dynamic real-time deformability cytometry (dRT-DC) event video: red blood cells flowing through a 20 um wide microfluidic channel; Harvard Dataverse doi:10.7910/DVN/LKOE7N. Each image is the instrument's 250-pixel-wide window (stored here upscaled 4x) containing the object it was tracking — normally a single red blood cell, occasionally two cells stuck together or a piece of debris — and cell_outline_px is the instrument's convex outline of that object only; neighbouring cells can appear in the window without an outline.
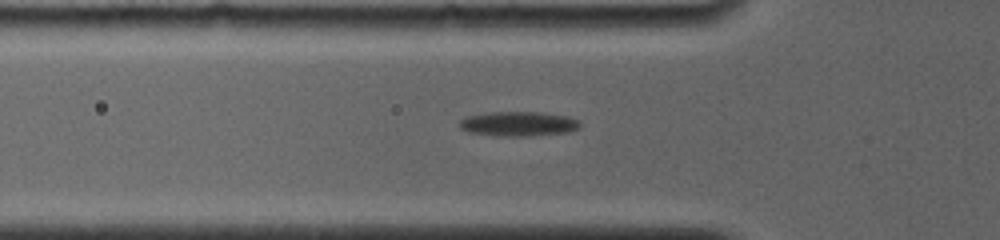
{"species": "common noctule bat (a hibernating species)", "species_latin": "Nyctalus noctula", "temperature_condition": "room temperature", "stored_images_in_passage": 38, "camera_frame_rate_fps": 4000, "um_per_image_px": 0.085, "animal": {"sex": "female", "body_mass_g": 19.0, "forearm_length_mm": 56.7}, "frame": {"image": 1, "passage_image": 3, "time_ms": 1.25, "image_size_px": [1000, 240], "cell_outline_px": [[580, 128], [568, 132], [528, 136], [496, 136], [468, 132], [460, 128], [460, 120], [464, 116], [484, 112], [540, 112], [568, 116], [580, 120]], "centroid_in_image_um": [44.05, 10.52], "position_along_channel_um": 81.8, "area_um2": 17.57}}
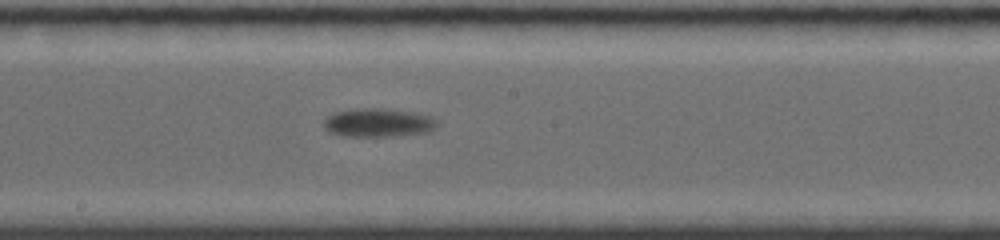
{"frame": {"image": 2, "passage_image": 18, "time_ms": 5.0, "image_size_px": [1000, 240], "cell_outline_px": [[440, 124], [428, 132], [388, 136], [340, 136], [328, 132], [324, 128], [324, 120], [328, 116], [336, 112], [364, 108], [384, 108], [412, 112], [432, 116]], "centroid_in_image_um": [32.15, 10.43], "position_along_channel_um": 216.0, "area_um2": 18.84}}
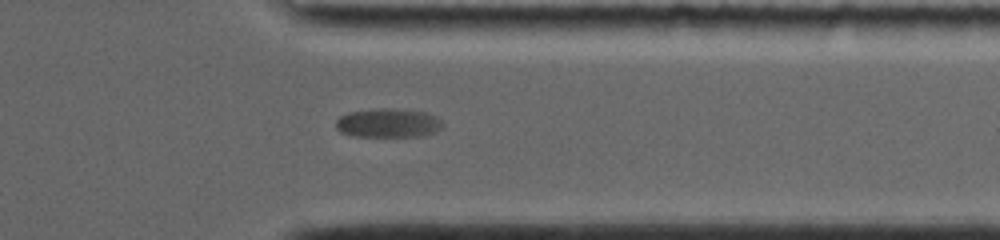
{"frame": {"image": 3, "passage_image": 32, "time_ms": 9.5, "image_size_px": [1000, 240], "cell_outline_px": [[440, 128], [432, 132], [420, 136], [356, 136], [340, 132], [336, 128], [336, 120], [340, 116], [348, 112], [372, 108], [388, 108], [424, 112], [440, 120]], "centroid_in_image_um": [32.89, 10.44], "position_along_channel_um": 378.5, "area_um2": 17.69}}